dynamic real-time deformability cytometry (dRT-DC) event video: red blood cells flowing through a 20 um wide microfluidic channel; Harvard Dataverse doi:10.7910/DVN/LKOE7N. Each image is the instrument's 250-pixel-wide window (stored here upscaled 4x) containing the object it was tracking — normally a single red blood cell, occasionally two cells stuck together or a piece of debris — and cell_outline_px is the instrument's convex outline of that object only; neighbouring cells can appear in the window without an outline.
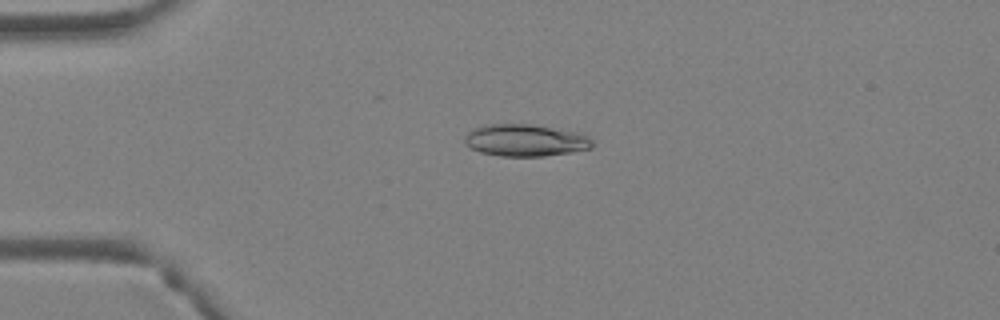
{"species": "Egyptian fruit bat (a non-hibernating species)", "species_latin": "Rousettus aegyptiacus", "temperature_condition": "warm", "stored_images_in_passage": 4, "camera_frame_rate_fps": 3000, "um_per_image_px": 0.085, "animal": {"sex": "female"}, "frame": {"image": 1, "passage_image": 3, "time_ms": 0.667, "image_size_px": [1000, 320], "cell_outline_px": [[592, 148], [544, 156], [500, 156], [480, 152], [464, 144], [464, 136], [472, 128], [488, 124], [532, 124], [580, 132], [588, 136], [592, 140]], "centroid_in_image_um": [44.63, 11.91], "position_along_channel_um": 40.4, "area_um2": 23.93}}